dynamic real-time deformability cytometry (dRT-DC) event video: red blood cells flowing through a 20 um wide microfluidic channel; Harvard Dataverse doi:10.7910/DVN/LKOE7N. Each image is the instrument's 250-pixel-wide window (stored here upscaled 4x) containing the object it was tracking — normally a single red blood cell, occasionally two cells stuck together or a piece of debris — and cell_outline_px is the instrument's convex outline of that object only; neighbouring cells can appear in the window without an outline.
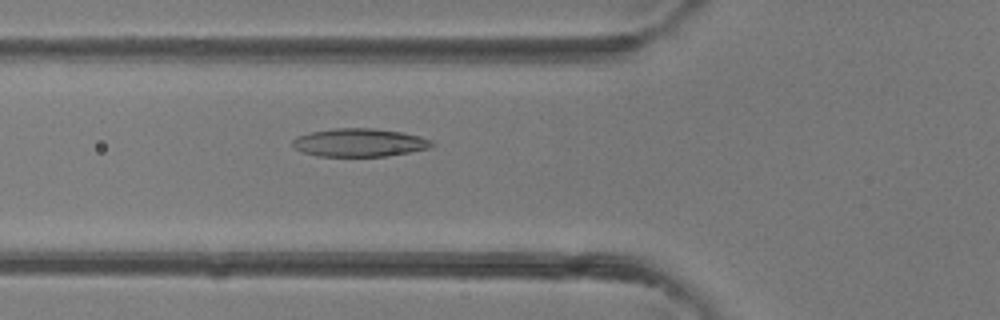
{"species": "common noctule bat (a hibernating species)", "species_latin": "Nyctalus noctula", "temperature_condition": "room temperature", "stored_images_in_passage": 41, "camera_frame_rate_fps": 3000, "um_per_image_px": 0.085, "animal": {"sex": "female"}, "frame": {"image": 1, "passage_image": 15, "time_ms": 4.667, "image_size_px": [1000, 320], "cell_outline_px": [[436, 144], [432, 148], [388, 156], [316, 156], [304, 152], [296, 148], [292, 144], [292, 140], [296, 136], [308, 132], [332, 128], [376, 128], [404, 132], [420, 136], [432, 140]], "centroid_in_image_um": [30.59, 12.11], "position_along_channel_um": 95.2, "area_um2": 23.24}}
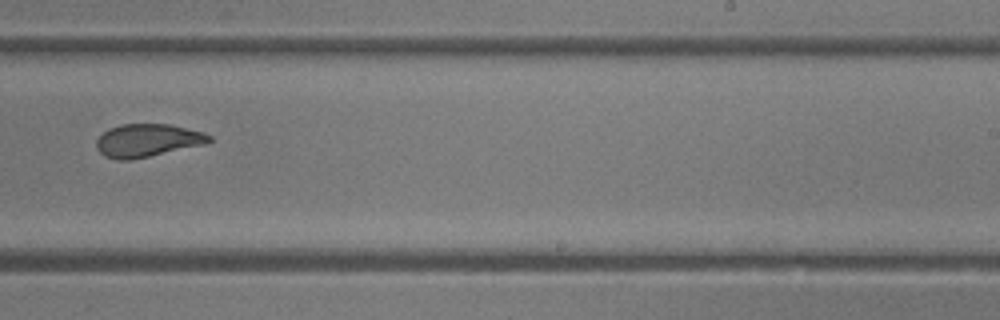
{"frame": {"image": 2, "passage_image": 26, "time_ms": 8.333, "image_size_px": [1000, 320], "cell_outline_px": [[212, 140], [208, 144], [132, 160], [116, 160], [104, 156], [96, 148], [96, 140], [108, 128], [120, 124], [168, 124], [204, 132], [212, 136]], "centroid_in_image_um": [12.55, 11.94], "position_along_channel_um": 276.4, "area_um2": 21.96}}
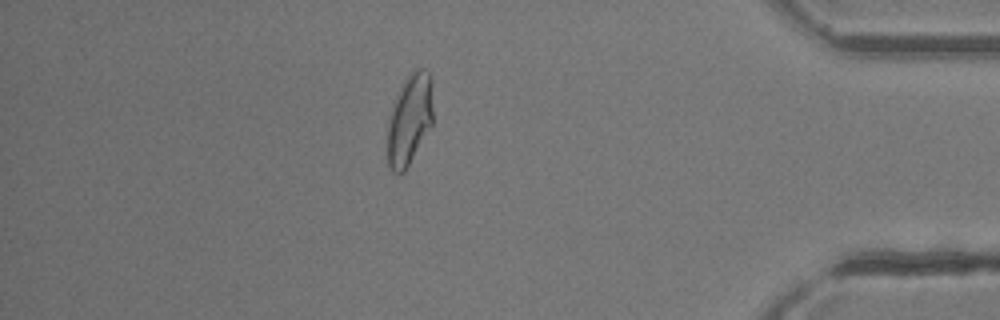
{"frame": {"image": 3, "passage_image": 36, "time_ms": 11.667, "image_size_px": [1000, 320], "cell_outline_px": [[432, 124], [404, 172], [392, 172], [388, 164], [388, 116], [404, 80], [408, 72], [416, 68], [424, 68], [428, 72], [432, 80]], "centroid_in_image_um": [34.82, 10.1], "position_along_channel_um": 400.4, "area_um2": 23.99}}